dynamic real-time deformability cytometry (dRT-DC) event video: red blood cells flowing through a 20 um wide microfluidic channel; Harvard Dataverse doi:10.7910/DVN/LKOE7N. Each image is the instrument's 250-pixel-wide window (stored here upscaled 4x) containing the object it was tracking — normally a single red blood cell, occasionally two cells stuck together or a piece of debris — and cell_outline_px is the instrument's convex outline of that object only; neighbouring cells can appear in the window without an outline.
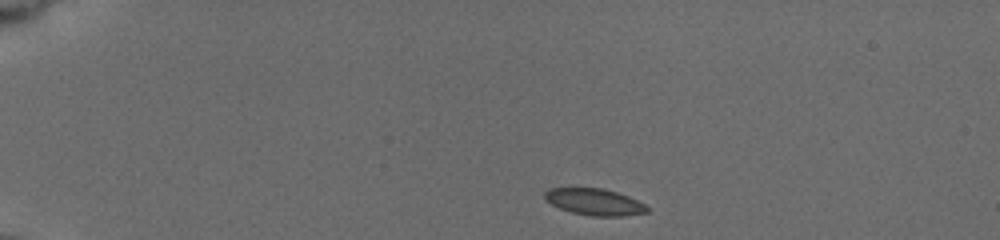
{"species": "common noctule bat (a hibernating species)", "species_latin": "Nyctalus noctula", "temperature_condition": "cold", "stored_images_in_passage": 16, "camera_frame_rate_fps": 3000, "um_per_image_px": 0.085, "animal": {"sex": "female", "body_mass_g": 19.5, "forearm_length_mm": 54.1}, "frame": {"image": 1, "passage_image": 1, "time_ms": 0.0, "image_size_px": [1000, 240], "cell_outline_px": [[648, 212], [624, 216], [592, 216], [572, 212], [560, 208], [544, 200], [544, 192], [548, 188], [604, 188], [628, 196], [644, 204], [648, 208]], "centroid_in_image_um": [50.51, 17.16], "position_along_channel_um": 34.5, "area_um2": 15.84}}
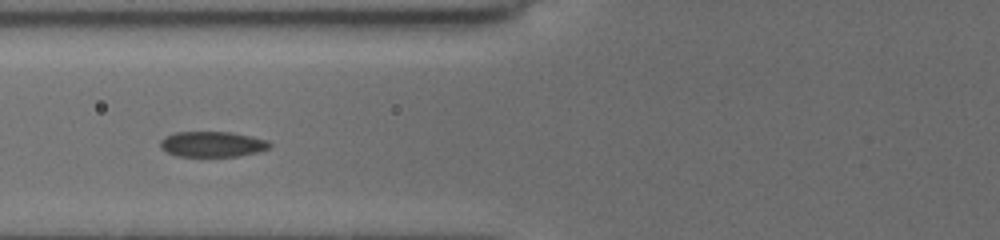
{"frame": {"image": 2, "passage_image": 10, "time_ms": 4.0, "image_size_px": [1000, 240], "cell_outline_px": [[272, 144], [268, 148], [260, 152], [240, 156], [176, 156], [160, 148], [160, 140], [164, 136], [176, 132], [232, 132], [252, 136], [268, 140]], "centroid_in_image_um": [18.06, 12.25], "position_along_channel_um": 107.7, "area_um2": 16.42}}
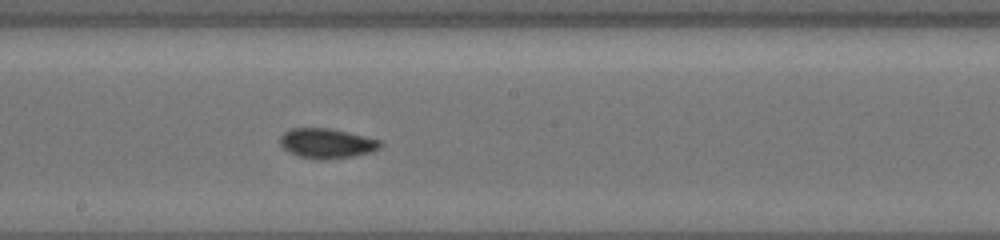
{"frame": {"image": 3, "passage_image": 16, "time_ms": 7.0, "image_size_px": [1000, 240], "cell_outline_px": [[384, 144], [380, 148], [372, 152], [352, 156], [324, 160], [320, 160], [296, 156], [288, 152], [280, 144], [280, 136], [284, 132], [292, 128], [328, 128], [380, 140]], "centroid_in_image_um": [27.76, 12.2], "position_along_channel_um": 220.4, "area_um2": 17.46}}